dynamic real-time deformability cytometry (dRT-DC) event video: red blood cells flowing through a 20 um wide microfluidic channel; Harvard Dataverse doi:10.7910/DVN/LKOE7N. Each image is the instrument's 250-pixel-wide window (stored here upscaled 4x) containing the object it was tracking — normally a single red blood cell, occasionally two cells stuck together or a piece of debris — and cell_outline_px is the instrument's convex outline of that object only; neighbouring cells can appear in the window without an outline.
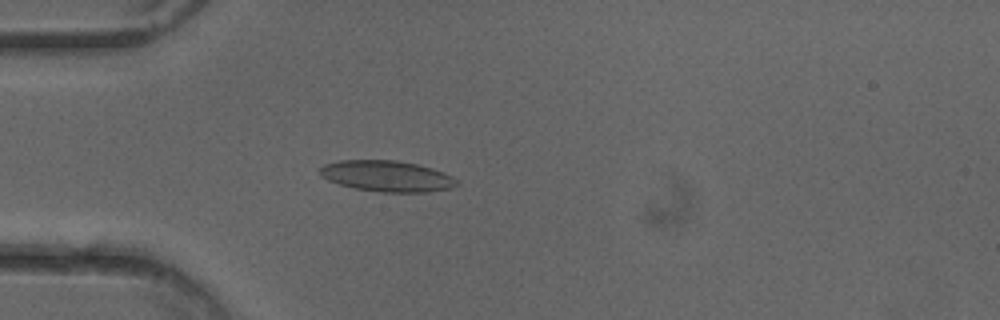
{"species": "common noctule bat (a hibernating species)", "species_latin": "Nyctalus noctula", "temperature_condition": "cold", "stored_images_in_passage": 50, "camera_frame_rate_fps": 3000, "um_per_image_px": 0.085, "animal": {"sex": "female"}, "frame": {"image": 1, "passage_image": 14, "time_ms": 4.333, "image_size_px": [1000, 320], "cell_outline_px": [[460, 184], [452, 188], [424, 192], [380, 192], [356, 188], [340, 184], [328, 180], [320, 176], [320, 168], [324, 164], [340, 160], [396, 160], [420, 164], [444, 172], [460, 180]], "centroid_in_image_um": [32.94, 14.96], "position_along_channel_um": 52.1, "area_um2": 24.91}}
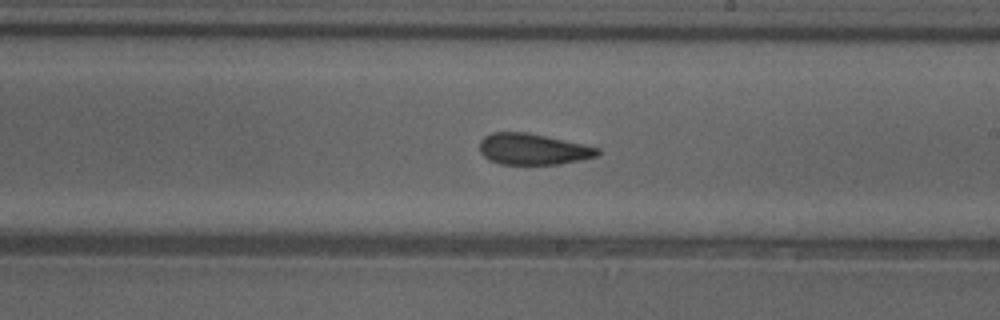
{"frame": {"image": 2, "passage_image": 29, "time_ms": 9.333, "image_size_px": [1000, 320], "cell_outline_px": [[600, 152], [596, 156], [580, 160], [560, 164], [500, 164], [488, 160], [480, 152], [480, 140], [484, 136], [492, 132], [528, 132], [600, 148]], "centroid_in_image_um": [45.27, 12.68], "position_along_channel_um": 243.7, "area_um2": 21.39}}
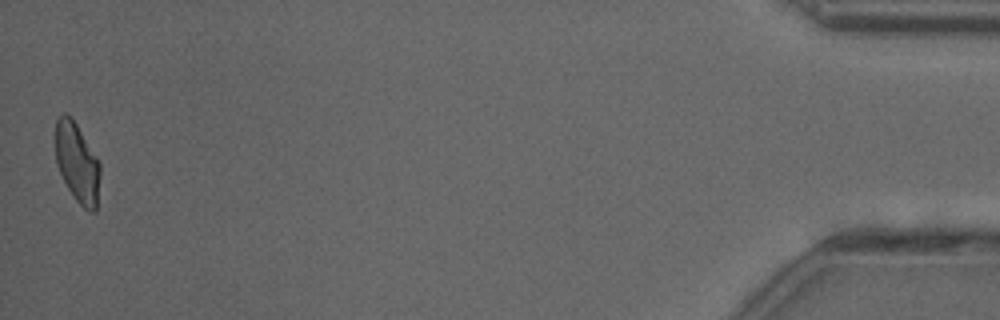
{"frame": {"image": 3, "passage_image": 50, "time_ms": 16.333, "image_size_px": [1000, 320], "cell_outline_px": [[100, 172], [96, 212], [92, 212], [84, 208], [76, 200], [68, 188], [56, 164], [56, 120], [64, 112], [76, 124], [96, 156], [100, 164]], "centroid_in_image_um": [6.57, 13.86], "position_along_channel_um": 428.6, "area_um2": 20.29}, "authors_computed_cell_mechanics": {"area_um2": 22.3108, "velocity_mm_per_s": 4.0328, "shape_relaxation_time_tau1_ms": 6.0537, "shape_relaxation_time_tau2_ms": 2.6345, "deformation_change_tau1": 0.138, "deformation_change_tau2": 0.0958}}